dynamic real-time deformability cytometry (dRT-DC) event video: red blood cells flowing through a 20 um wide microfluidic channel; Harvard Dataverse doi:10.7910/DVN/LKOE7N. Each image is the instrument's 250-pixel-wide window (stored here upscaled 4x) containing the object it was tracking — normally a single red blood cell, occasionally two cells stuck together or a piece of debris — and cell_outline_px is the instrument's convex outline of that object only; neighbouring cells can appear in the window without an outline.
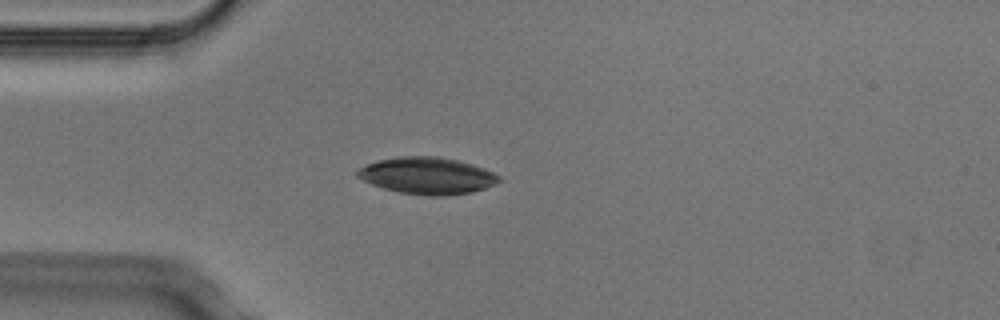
{"species": "Egyptian fruit bat (a non-hibernating species)", "species_latin": "Rousettus aegyptiacus", "temperature_condition": "cold", "stored_images_in_passage": 4, "camera_frame_rate_fps": 3000, "um_per_image_px": 0.085, "animal": {"sex": "male"}, "frame": {"image": 1, "passage_image": 4, "time_ms": 1.0, "image_size_px": [1000, 320], "cell_outline_px": [[500, 180], [484, 188], [472, 192], [444, 196], [428, 196], [400, 192], [384, 188], [372, 184], [356, 176], [356, 172], [360, 168], [376, 160], [404, 156], [436, 156], [456, 160], [472, 164], [484, 168], [500, 176]], "centroid_in_image_um": [36.3, 14.93], "position_along_channel_um": 48.7, "area_um2": 30.06}}